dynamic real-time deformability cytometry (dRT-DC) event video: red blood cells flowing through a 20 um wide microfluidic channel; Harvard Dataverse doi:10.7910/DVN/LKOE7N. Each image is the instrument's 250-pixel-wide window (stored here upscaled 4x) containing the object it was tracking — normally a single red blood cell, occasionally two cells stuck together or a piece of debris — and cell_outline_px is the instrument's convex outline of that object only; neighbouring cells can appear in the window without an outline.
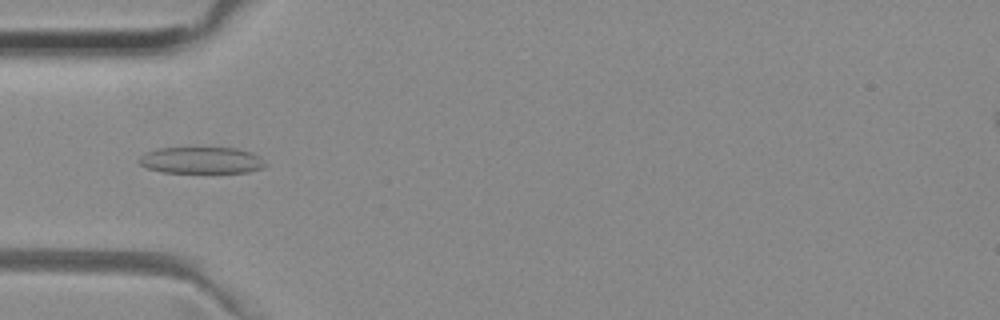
{"species": "common noctule bat (a hibernating species)", "species_latin": "Nyctalus noctula", "temperature_condition": "room temperature", "stored_images_in_passage": 11, "camera_frame_rate_fps": 3000, "um_per_image_px": 0.085, "animal": {"sex": "female", "body_mass_g": 29.2, "forearm_length_mm": 56.3}, "frame": {"image": 1, "passage_image": 1, "time_ms": 0.0, "image_size_px": [1000, 320], "cell_outline_px": [[268, 164], [264, 168], [248, 172], [164, 172], [148, 168], [140, 164], [140, 160], [144, 152], [160, 148], [236, 148], [252, 152], [260, 156]], "centroid_in_image_um": [17.19, 13.62], "position_along_channel_um": 67.8, "area_um2": 19.48}}
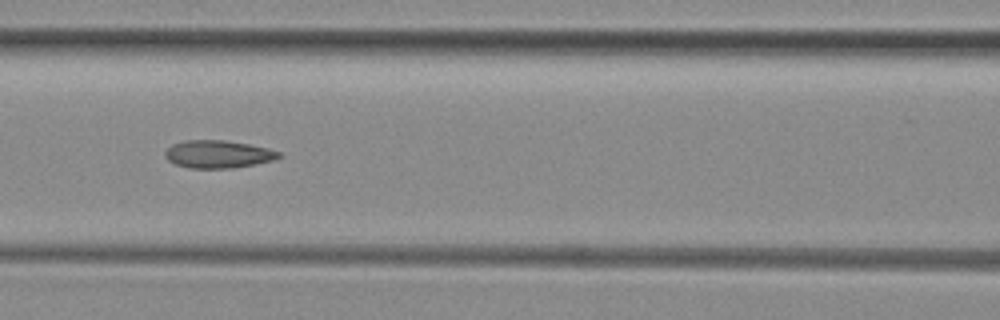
{"frame": {"image": 2, "passage_image": 7, "time_ms": 2.0, "image_size_px": [1000, 320], "cell_outline_px": [[284, 156], [276, 160], [256, 164], [232, 168], [188, 168], [176, 164], [168, 160], [164, 156], [164, 152], [172, 144], [184, 140], [224, 140], [248, 144], [268, 148], [280, 152]], "centroid_in_image_um": [18.56, 13.11], "position_along_channel_um": 148.0, "area_um2": 18.55}}
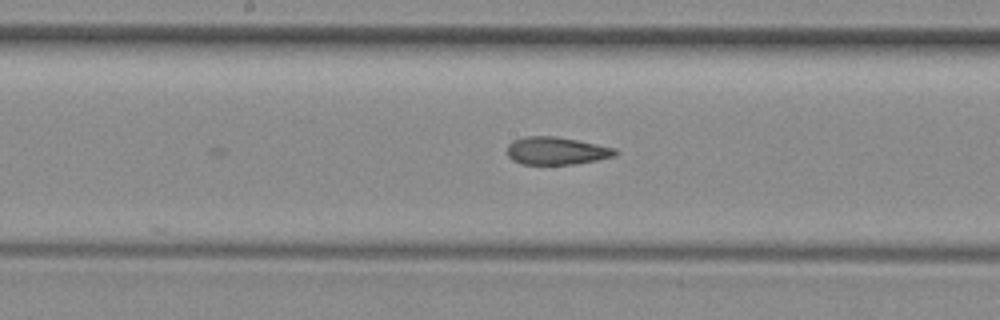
{"frame": {"image": 3, "passage_image": 11, "time_ms": 3.333, "image_size_px": [1000, 320], "cell_outline_px": [[620, 152], [616, 156], [576, 164], [520, 164], [512, 160], [508, 156], [508, 144], [512, 140], [524, 136], [556, 136], [616, 148]], "centroid_in_image_um": [47.3, 12.82], "position_along_channel_um": 200.9, "area_um2": 17.57}}